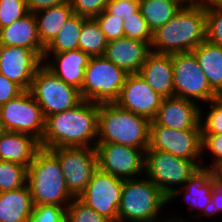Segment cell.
I'll list each match as a JSON object with an SVG mask.
<instances>
[{
  "instance_id": "6da1fadb",
  "label": "cell",
  "mask_w": 222,
  "mask_h": 222,
  "mask_svg": "<svg viewBox=\"0 0 222 222\" xmlns=\"http://www.w3.org/2000/svg\"><path fill=\"white\" fill-rule=\"evenodd\" d=\"M99 108L100 103L82 100L71 109L46 117L41 147H95Z\"/></svg>"
},
{
  "instance_id": "7a4b0ae2",
  "label": "cell",
  "mask_w": 222,
  "mask_h": 222,
  "mask_svg": "<svg viewBox=\"0 0 222 222\" xmlns=\"http://www.w3.org/2000/svg\"><path fill=\"white\" fill-rule=\"evenodd\" d=\"M206 40L205 4H185L153 33L151 51L160 54L192 52Z\"/></svg>"
},
{
  "instance_id": "3957f363",
  "label": "cell",
  "mask_w": 222,
  "mask_h": 222,
  "mask_svg": "<svg viewBox=\"0 0 222 222\" xmlns=\"http://www.w3.org/2000/svg\"><path fill=\"white\" fill-rule=\"evenodd\" d=\"M151 121L114 103H101L97 143H118L137 149L149 147Z\"/></svg>"
},
{
  "instance_id": "277c9868",
  "label": "cell",
  "mask_w": 222,
  "mask_h": 222,
  "mask_svg": "<svg viewBox=\"0 0 222 222\" xmlns=\"http://www.w3.org/2000/svg\"><path fill=\"white\" fill-rule=\"evenodd\" d=\"M26 184L34 205L67 207L74 196L69 192L58 158L41 148L27 168Z\"/></svg>"
},
{
  "instance_id": "5b68a950",
  "label": "cell",
  "mask_w": 222,
  "mask_h": 222,
  "mask_svg": "<svg viewBox=\"0 0 222 222\" xmlns=\"http://www.w3.org/2000/svg\"><path fill=\"white\" fill-rule=\"evenodd\" d=\"M142 178L124 180L118 210V219L123 222L159 220V212L168 203V198L150 179Z\"/></svg>"
},
{
  "instance_id": "8992f818",
  "label": "cell",
  "mask_w": 222,
  "mask_h": 222,
  "mask_svg": "<svg viewBox=\"0 0 222 222\" xmlns=\"http://www.w3.org/2000/svg\"><path fill=\"white\" fill-rule=\"evenodd\" d=\"M128 74L104 56L91 57L80 90L82 100L114 103Z\"/></svg>"
},
{
  "instance_id": "52a82bcc",
  "label": "cell",
  "mask_w": 222,
  "mask_h": 222,
  "mask_svg": "<svg viewBox=\"0 0 222 222\" xmlns=\"http://www.w3.org/2000/svg\"><path fill=\"white\" fill-rule=\"evenodd\" d=\"M200 166L191 160H185L168 152L145 150L144 176L150 179L169 198L176 186H184Z\"/></svg>"
},
{
  "instance_id": "ba28073f",
  "label": "cell",
  "mask_w": 222,
  "mask_h": 222,
  "mask_svg": "<svg viewBox=\"0 0 222 222\" xmlns=\"http://www.w3.org/2000/svg\"><path fill=\"white\" fill-rule=\"evenodd\" d=\"M29 91L41 107L44 118L71 109L82 101L80 90L66 84L44 65L34 75Z\"/></svg>"
},
{
  "instance_id": "9c48e42d",
  "label": "cell",
  "mask_w": 222,
  "mask_h": 222,
  "mask_svg": "<svg viewBox=\"0 0 222 222\" xmlns=\"http://www.w3.org/2000/svg\"><path fill=\"white\" fill-rule=\"evenodd\" d=\"M44 129L42 109L29 90L0 106V130L28 134L41 142Z\"/></svg>"
},
{
  "instance_id": "30bf717a",
  "label": "cell",
  "mask_w": 222,
  "mask_h": 222,
  "mask_svg": "<svg viewBox=\"0 0 222 222\" xmlns=\"http://www.w3.org/2000/svg\"><path fill=\"white\" fill-rule=\"evenodd\" d=\"M172 63L175 97L192 100L196 103L209 102L218 97L211 89L207 77L192 52L172 54Z\"/></svg>"
},
{
  "instance_id": "8fae6325",
  "label": "cell",
  "mask_w": 222,
  "mask_h": 222,
  "mask_svg": "<svg viewBox=\"0 0 222 222\" xmlns=\"http://www.w3.org/2000/svg\"><path fill=\"white\" fill-rule=\"evenodd\" d=\"M60 163L69 192L79 197L98 169L95 147H62L49 149Z\"/></svg>"
},
{
  "instance_id": "7c38bea8",
  "label": "cell",
  "mask_w": 222,
  "mask_h": 222,
  "mask_svg": "<svg viewBox=\"0 0 222 222\" xmlns=\"http://www.w3.org/2000/svg\"><path fill=\"white\" fill-rule=\"evenodd\" d=\"M149 148L168 152L203 166L201 130H174L161 125H150Z\"/></svg>"
},
{
  "instance_id": "4fadbf2b",
  "label": "cell",
  "mask_w": 222,
  "mask_h": 222,
  "mask_svg": "<svg viewBox=\"0 0 222 222\" xmlns=\"http://www.w3.org/2000/svg\"><path fill=\"white\" fill-rule=\"evenodd\" d=\"M98 168L122 180L144 175L145 150L118 143H97Z\"/></svg>"
},
{
  "instance_id": "5bb4252c",
  "label": "cell",
  "mask_w": 222,
  "mask_h": 222,
  "mask_svg": "<svg viewBox=\"0 0 222 222\" xmlns=\"http://www.w3.org/2000/svg\"><path fill=\"white\" fill-rule=\"evenodd\" d=\"M124 180L97 169L79 198L108 220L118 219Z\"/></svg>"
},
{
  "instance_id": "9a60e30c",
  "label": "cell",
  "mask_w": 222,
  "mask_h": 222,
  "mask_svg": "<svg viewBox=\"0 0 222 222\" xmlns=\"http://www.w3.org/2000/svg\"><path fill=\"white\" fill-rule=\"evenodd\" d=\"M42 65L43 59L31 49L0 45V74L23 90L30 89L34 75Z\"/></svg>"
},
{
  "instance_id": "2e32d148",
  "label": "cell",
  "mask_w": 222,
  "mask_h": 222,
  "mask_svg": "<svg viewBox=\"0 0 222 222\" xmlns=\"http://www.w3.org/2000/svg\"><path fill=\"white\" fill-rule=\"evenodd\" d=\"M162 99L139 74H128L115 103L125 110L152 121Z\"/></svg>"
},
{
  "instance_id": "e0dca14e",
  "label": "cell",
  "mask_w": 222,
  "mask_h": 222,
  "mask_svg": "<svg viewBox=\"0 0 222 222\" xmlns=\"http://www.w3.org/2000/svg\"><path fill=\"white\" fill-rule=\"evenodd\" d=\"M199 103L192 100L163 98L155 118L150 125H161L174 130H201Z\"/></svg>"
},
{
  "instance_id": "ac0fdd59",
  "label": "cell",
  "mask_w": 222,
  "mask_h": 222,
  "mask_svg": "<svg viewBox=\"0 0 222 222\" xmlns=\"http://www.w3.org/2000/svg\"><path fill=\"white\" fill-rule=\"evenodd\" d=\"M150 52L147 42L122 37L109 41L103 56L127 74H138Z\"/></svg>"
},
{
  "instance_id": "d6986e66",
  "label": "cell",
  "mask_w": 222,
  "mask_h": 222,
  "mask_svg": "<svg viewBox=\"0 0 222 222\" xmlns=\"http://www.w3.org/2000/svg\"><path fill=\"white\" fill-rule=\"evenodd\" d=\"M50 56L51 61H49ZM90 56L80 49L65 51L56 54H43V65L54 75L78 90H81L85 68ZM46 60V61H45Z\"/></svg>"
},
{
  "instance_id": "ffe728a7",
  "label": "cell",
  "mask_w": 222,
  "mask_h": 222,
  "mask_svg": "<svg viewBox=\"0 0 222 222\" xmlns=\"http://www.w3.org/2000/svg\"><path fill=\"white\" fill-rule=\"evenodd\" d=\"M138 74L162 98L174 97L172 55L151 51Z\"/></svg>"
},
{
  "instance_id": "44dd1931",
  "label": "cell",
  "mask_w": 222,
  "mask_h": 222,
  "mask_svg": "<svg viewBox=\"0 0 222 222\" xmlns=\"http://www.w3.org/2000/svg\"><path fill=\"white\" fill-rule=\"evenodd\" d=\"M41 148L40 141L31 135L0 130V160L28 168Z\"/></svg>"
},
{
  "instance_id": "7402d4cb",
  "label": "cell",
  "mask_w": 222,
  "mask_h": 222,
  "mask_svg": "<svg viewBox=\"0 0 222 222\" xmlns=\"http://www.w3.org/2000/svg\"><path fill=\"white\" fill-rule=\"evenodd\" d=\"M0 45L25 47L35 51L41 58L45 47L42 45L34 13L29 12L11 25L0 28Z\"/></svg>"
},
{
  "instance_id": "603a6c76",
  "label": "cell",
  "mask_w": 222,
  "mask_h": 222,
  "mask_svg": "<svg viewBox=\"0 0 222 222\" xmlns=\"http://www.w3.org/2000/svg\"><path fill=\"white\" fill-rule=\"evenodd\" d=\"M214 173V168L199 167L184 186L179 187L180 189L177 188L168 198V203L178 195L181 196V194L183 195L184 193L183 198L187 201L186 203L191 210L190 213H192L194 209L203 212L207 204L211 201V178Z\"/></svg>"
},
{
  "instance_id": "cb8c5ba5",
  "label": "cell",
  "mask_w": 222,
  "mask_h": 222,
  "mask_svg": "<svg viewBox=\"0 0 222 222\" xmlns=\"http://www.w3.org/2000/svg\"><path fill=\"white\" fill-rule=\"evenodd\" d=\"M34 209L27 186L0 193V222H29Z\"/></svg>"
},
{
  "instance_id": "d4e9b609",
  "label": "cell",
  "mask_w": 222,
  "mask_h": 222,
  "mask_svg": "<svg viewBox=\"0 0 222 222\" xmlns=\"http://www.w3.org/2000/svg\"><path fill=\"white\" fill-rule=\"evenodd\" d=\"M192 53L208 79L211 89L222 96V46L205 40Z\"/></svg>"
},
{
  "instance_id": "484cf974",
  "label": "cell",
  "mask_w": 222,
  "mask_h": 222,
  "mask_svg": "<svg viewBox=\"0 0 222 222\" xmlns=\"http://www.w3.org/2000/svg\"><path fill=\"white\" fill-rule=\"evenodd\" d=\"M74 14L70 1L34 13L40 41L46 47L59 33L64 23Z\"/></svg>"
},
{
  "instance_id": "4316f807",
  "label": "cell",
  "mask_w": 222,
  "mask_h": 222,
  "mask_svg": "<svg viewBox=\"0 0 222 222\" xmlns=\"http://www.w3.org/2000/svg\"><path fill=\"white\" fill-rule=\"evenodd\" d=\"M185 5L182 0H139V10L152 34Z\"/></svg>"
},
{
  "instance_id": "83f0119b",
  "label": "cell",
  "mask_w": 222,
  "mask_h": 222,
  "mask_svg": "<svg viewBox=\"0 0 222 222\" xmlns=\"http://www.w3.org/2000/svg\"><path fill=\"white\" fill-rule=\"evenodd\" d=\"M88 18L73 14L68 19L57 36L45 47L44 54H56L79 49V37L83 23Z\"/></svg>"
},
{
  "instance_id": "f1b7e54d",
  "label": "cell",
  "mask_w": 222,
  "mask_h": 222,
  "mask_svg": "<svg viewBox=\"0 0 222 222\" xmlns=\"http://www.w3.org/2000/svg\"><path fill=\"white\" fill-rule=\"evenodd\" d=\"M108 44L104 33L94 18H88L82 25L79 49L90 57L103 56Z\"/></svg>"
},
{
  "instance_id": "f546056e",
  "label": "cell",
  "mask_w": 222,
  "mask_h": 222,
  "mask_svg": "<svg viewBox=\"0 0 222 222\" xmlns=\"http://www.w3.org/2000/svg\"><path fill=\"white\" fill-rule=\"evenodd\" d=\"M27 167L0 160V193L16 190L26 185Z\"/></svg>"
},
{
  "instance_id": "4dcf8cb0",
  "label": "cell",
  "mask_w": 222,
  "mask_h": 222,
  "mask_svg": "<svg viewBox=\"0 0 222 222\" xmlns=\"http://www.w3.org/2000/svg\"><path fill=\"white\" fill-rule=\"evenodd\" d=\"M206 40L222 46V6L215 0L205 4Z\"/></svg>"
},
{
  "instance_id": "1f68e13d",
  "label": "cell",
  "mask_w": 222,
  "mask_h": 222,
  "mask_svg": "<svg viewBox=\"0 0 222 222\" xmlns=\"http://www.w3.org/2000/svg\"><path fill=\"white\" fill-rule=\"evenodd\" d=\"M210 109L205 117L200 109V125L202 134H219L222 133V96H218L208 102ZM203 112V113H202Z\"/></svg>"
},
{
  "instance_id": "d6a6232c",
  "label": "cell",
  "mask_w": 222,
  "mask_h": 222,
  "mask_svg": "<svg viewBox=\"0 0 222 222\" xmlns=\"http://www.w3.org/2000/svg\"><path fill=\"white\" fill-rule=\"evenodd\" d=\"M124 37L147 42L150 46L153 34L140 10L123 20Z\"/></svg>"
},
{
  "instance_id": "836d02e7",
  "label": "cell",
  "mask_w": 222,
  "mask_h": 222,
  "mask_svg": "<svg viewBox=\"0 0 222 222\" xmlns=\"http://www.w3.org/2000/svg\"><path fill=\"white\" fill-rule=\"evenodd\" d=\"M108 219L99 215L79 197H74L66 207V222H107Z\"/></svg>"
},
{
  "instance_id": "e575fe53",
  "label": "cell",
  "mask_w": 222,
  "mask_h": 222,
  "mask_svg": "<svg viewBox=\"0 0 222 222\" xmlns=\"http://www.w3.org/2000/svg\"><path fill=\"white\" fill-rule=\"evenodd\" d=\"M28 13L25 0H0V28L11 25Z\"/></svg>"
},
{
  "instance_id": "d590c367",
  "label": "cell",
  "mask_w": 222,
  "mask_h": 222,
  "mask_svg": "<svg viewBox=\"0 0 222 222\" xmlns=\"http://www.w3.org/2000/svg\"><path fill=\"white\" fill-rule=\"evenodd\" d=\"M107 41L124 37L123 19L113 16L106 9L94 18Z\"/></svg>"
},
{
  "instance_id": "8d00e7d4",
  "label": "cell",
  "mask_w": 222,
  "mask_h": 222,
  "mask_svg": "<svg viewBox=\"0 0 222 222\" xmlns=\"http://www.w3.org/2000/svg\"><path fill=\"white\" fill-rule=\"evenodd\" d=\"M29 222H66V207L34 205Z\"/></svg>"
},
{
  "instance_id": "74e56055",
  "label": "cell",
  "mask_w": 222,
  "mask_h": 222,
  "mask_svg": "<svg viewBox=\"0 0 222 222\" xmlns=\"http://www.w3.org/2000/svg\"><path fill=\"white\" fill-rule=\"evenodd\" d=\"M74 14L85 18H95L103 10L109 0H69Z\"/></svg>"
},
{
  "instance_id": "f35d334b",
  "label": "cell",
  "mask_w": 222,
  "mask_h": 222,
  "mask_svg": "<svg viewBox=\"0 0 222 222\" xmlns=\"http://www.w3.org/2000/svg\"><path fill=\"white\" fill-rule=\"evenodd\" d=\"M206 149V150H205ZM208 151L214 161L211 165L202 166L205 168H215L222 163V133L202 134V153Z\"/></svg>"
},
{
  "instance_id": "ab89813d",
  "label": "cell",
  "mask_w": 222,
  "mask_h": 222,
  "mask_svg": "<svg viewBox=\"0 0 222 222\" xmlns=\"http://www.w3.org/2000/svg\"><path fill=\"white\" fill-rule=\"evenodd\" d=\"M211 201L207 204L202 212V216H214L222 213V179L215 173L211 178Z\"/></svg>"
},
{
  "instance_id": "60d3db41",
  "label": "cell",
  "mask_w": 222,
  "mask_h": 222,
  "mask_svg": "<svg viewBox=\"0 0 222 222\" xmlns=\"http://www.w3.org/2000/svg\"><path fill=\"white\" fill-rule=\"evenodd\" d=\"M106 10L124 20L139 10V1H108Z\"/></svg>"
},
{
  "instance_id": "b9f144b4",
  "label": "cell",
  "mask_w": 222,
  "mask_h": 222,
  "mask_svg": "<svg viewBox=\"0 0 222 222\" xmlns=\"http://www.w3.org/2000/svg\"><path fill=\"white\" fill-rule=\"evenodd\" d=\"M24 90L15 82L0 74V106L16 98Z\"/></svg>"
},
{
  "instance_id": "7bdbcfd3",
  "label": "cell",
  "mask_w": 222,
  "mask_h": 222,
  "mask_svg": "<svg viewBox=\"0 0 222 222\" xmlns=\"http://www.w3.org/2000/svg\"><path fill=\"white\" fill-rule=\"evenodd\" d=\"M29 12L36 13L52 6L68 3L69 0H25Z\"/></svg>"
},
{
  "instance_id": "ee69618b",
  "label": "cell",
  "mask_w": 222,
  "mask_h": 222,
  "mask_svg": "<svg viewBox=\"0 0 222 222\" xmlns=\"http://www.w3.org/2000/svg\"><path fill=\"white\" fill-rule=\"evenodd\" d=\"M165 219H162V217H161V220H156V221H152V222H186L185 220H184V218L182 219V218H180V217H178L177 216V219H176V217H174L173 219H166L167 217H164ZM179 218V219H178ZM188 222V221H187Z\"/></svg>"
},
{
  "instance_id": "f6af8a7d",
  "label": "cell",
  "mask_w": 222,
  "mask_h": 222,
  "mask_svg": "<svg viewBox=\"0 0 222 222\" xmlns=\"http://www.w3.org/2000/svg\"><path fill=\"white\" fill-rule=\"evenodd\" d=\"M185 4H206L211 0H182Z\"/></svg>"
},
{
  "instance_id": "bcb514c9",
  "label": "cell",
  "mask_w": 222,
  "mask_h": 222,
  "mask_svg": "<svg viewBox=\"0 0 222 222\" xmlns=\"http://www.w3.org/2000/svg\"><path fill=\"white\" fill-rule=\"evenodd\" d=\"M215 169V174L222 179V163H220Z\"/></svg>"
},
{
  "instance_id": "7dc6e473",
  "label": "cell",
  "mask_w": 222,
  "mask_h": 222,
  "mask_svg": "<svg viewBox=\"0 0 222 222\" xmlns=\"http://www.w3.org/2000/svg\"><path fill=\"white\" fill-rule=\"evenodd\" d=\"M107 222H123V221L120 219H116V220H108Z\"/></svg>"
},
{
  "instance_id": "c3c4849f",
  "label": "cell",
  "mask_w": 222,
  "mask_h": 222,
  "mask_svg": "<svg viewBox=\"0 0 222 222\" xmlns=\"http://www.w3.org/2000/svg\"><path fill=\"white\" fill-rule=\"evenodd\" d=\"M109 1H139V0H109Z\"/></svg>"
},
{
  "instance_id": "681fc988",
  "label": "cell",
  "mask_w": 222,
  "mask_h": 222,
  "mask_svg": "<svg viewBox=\"0 0 222 222\" xmlns=\"http://www.w3.org/2000/svg\"><path fill=\"white\" fill-rule=\"evenodd\" d=\"M215 1L222 6V0H215Z\"/></svg>"
}]
</instances>
